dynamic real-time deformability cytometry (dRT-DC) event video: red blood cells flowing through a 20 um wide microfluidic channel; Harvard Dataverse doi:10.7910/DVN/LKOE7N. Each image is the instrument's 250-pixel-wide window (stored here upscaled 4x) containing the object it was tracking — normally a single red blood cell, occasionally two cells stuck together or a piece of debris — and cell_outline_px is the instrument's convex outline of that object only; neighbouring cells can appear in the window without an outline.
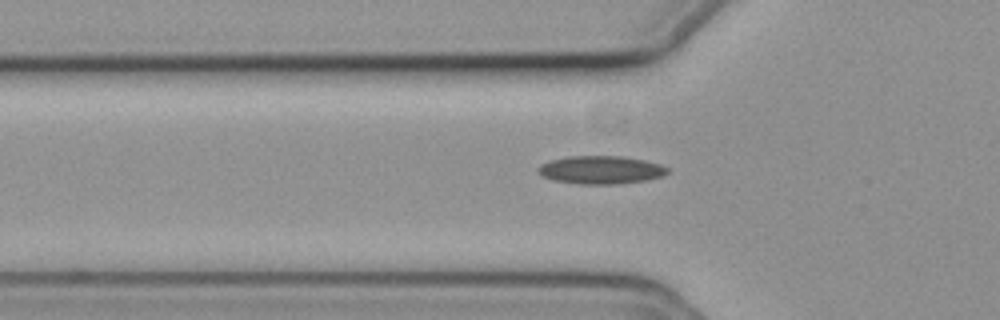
{"species": "common noctule bat (a hibernating species)", "species_latin": "Nyctalus noctula", "temperature_condition": "cold", "stored_images_in_passage": 36, "camera_frame_rate_fps": 3000, "um_per_image_px": 0.085, "animal": {"sex": "female", "body_mass_g": 19.3, "forearm_length_mm": 54.1}, "frame": {"image": 1, "passage_image": 3, "time_ms": 0.667, "image_size_px": [1000, 320], "cell_outline_px": [[668, 172], [664, 176], [648, 180], [616, 184], [580, 184], [552, 180], [536, 172], [536, 168], [540, 164], [552, 160], [568, 156], [620, 156], [644, 160], [660, 164], [668, 168]], "centroid_in_image_um": [51.06, 14.44], "position_along_channel_um": 74.7, "area_um2": 21.27}}
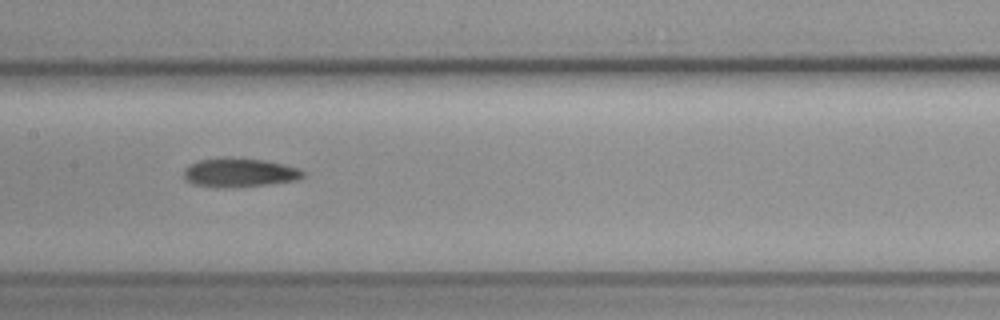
{"frame": {"image": 2, "passage_image": 12, "time_ms": 3.667, "image_size_px": [1000, 320], "cell_outline_px": [[304, 176], [296, 180], [264, 184], [192, 184], [184, 180], [184, 168], [188, 164], [196, 160], [224, 156], [228, 156], [264, 160], [284, 164], [300, 168], [304, 172]], "centroid_in_image_um": [20.34, 14.58], "position_along_channel_um": 187.1, "area_um2": 19.36}}
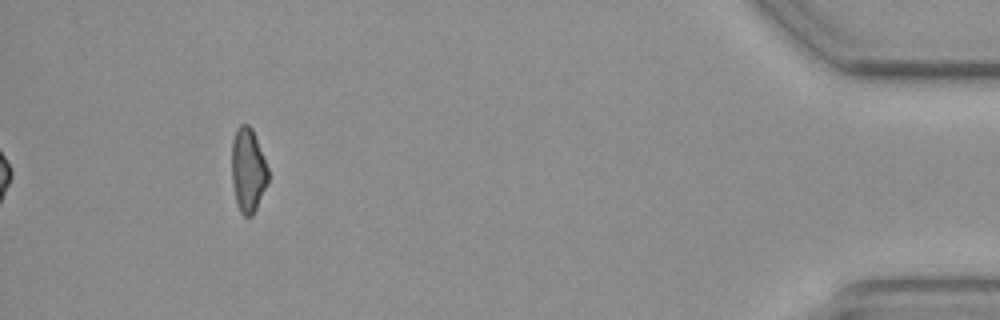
{"frame": {"image": 3, "passage_image": 36, "time_ms": 11.667, "image_size_px": [1000, 320], "cell_outline_px": [[268, 184], [252, 216], [244, 216], [240, 212], [236, 200], [232, 180], [232, 140], [236, 128], [240, 124], [248, 124], [252, 128], [268, 168]], "centroid_in_image_um": [21.08, 14.45], "position_along_channel_um": 414.1, "area_um2": 17.8}}